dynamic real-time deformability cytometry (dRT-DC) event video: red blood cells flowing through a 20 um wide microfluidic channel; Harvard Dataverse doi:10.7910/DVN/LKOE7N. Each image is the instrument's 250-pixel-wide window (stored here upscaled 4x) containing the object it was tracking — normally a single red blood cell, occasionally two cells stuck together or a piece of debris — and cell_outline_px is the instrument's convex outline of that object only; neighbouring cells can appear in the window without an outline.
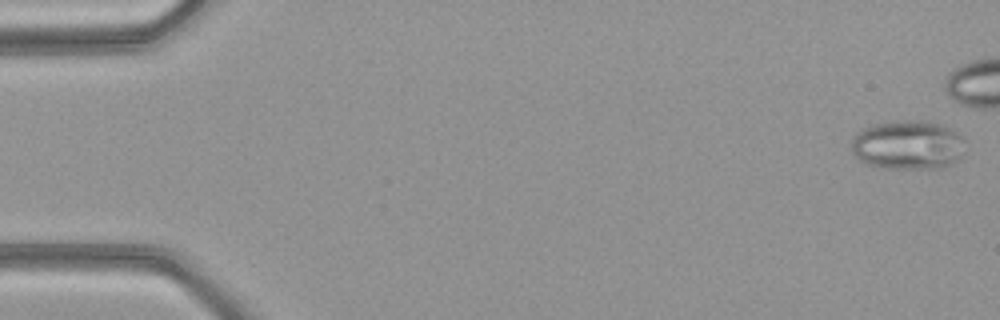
{"species": "common noctule bat (a hibernating species)", "species_latin": "Nyctalus noctula", "temperature_condition": "warm", "stored_images_in_passage": 40, "camera_frame_rate_fps": 3000, "um_per_image_px": 0.085, "animal": {"sex": "female", "body_mass_g": 21.9}, "frame": {"image": 1, "passage_image": 1, "time_ms": 0.0, "image_size_px": [1000, 320], "cell_outline_px": [[964, 156], [952, 164], [944, 168], [888, 168], [864, 164], [852, 152], [852, 136], [856, 132], [872, 124], [900, 120], [928, 120], [944, 124], [964, 136]], "centroid_in_image_um": [77.22, 12.31], "position_along_channel_um": 7.8, "area_um2": 33.41}}
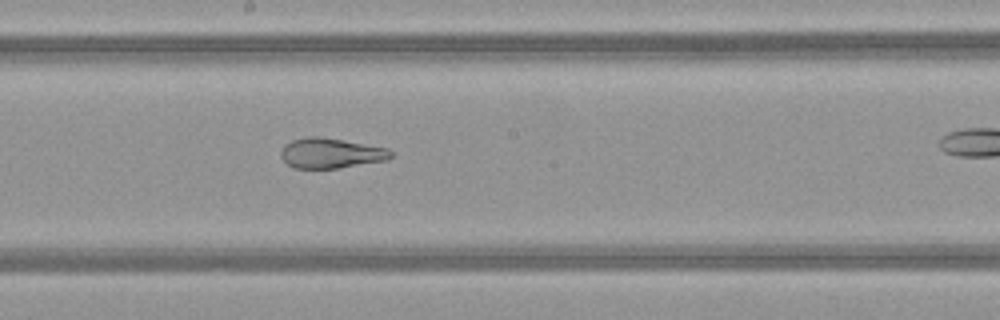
{"frame": {"image": 2, "passage_image": 27, "time_ms": 8.667, "image_size_px": [1000, 320], "cell_outline_px": [[392, 156], [388, 160], [336, 168], [292, 168], [280, 156], [280, 152], [284, 144], [292, 140], [308, 136], [320, 136], [388, 148], [392, 152]], "centroid_in_image_um": [28.1, 13.01], "position_along_channel_um": 220.1, "area_um2": 19.31}}
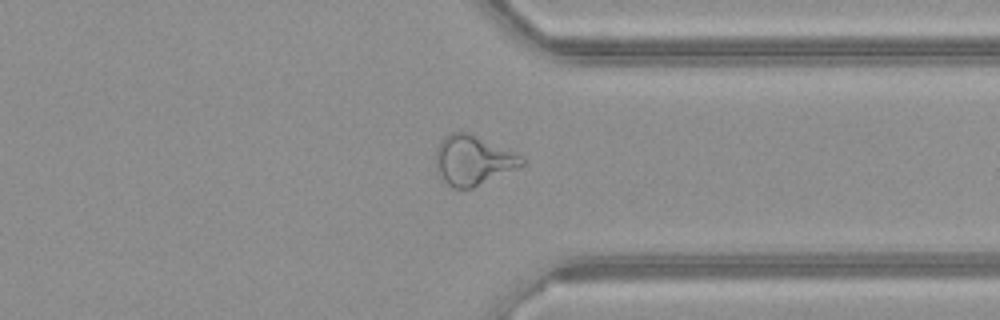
{"frame": {"image": 3, "passage_image": 38, "time_ms": 12.333, "image_size_px": [1000, 320], "cell_outline_px": [[528, 164], [472, 188], [452, 188], [440, 176], [436, 168], [436, 148], [440, 140], [444, 136], [452, 132], [468, 132], [512, 152], [528, 160]], "centroid_in_image_um": [40.21, 13.63], "position_along_channel_um": 371.2, "area_um2": 24.8}}